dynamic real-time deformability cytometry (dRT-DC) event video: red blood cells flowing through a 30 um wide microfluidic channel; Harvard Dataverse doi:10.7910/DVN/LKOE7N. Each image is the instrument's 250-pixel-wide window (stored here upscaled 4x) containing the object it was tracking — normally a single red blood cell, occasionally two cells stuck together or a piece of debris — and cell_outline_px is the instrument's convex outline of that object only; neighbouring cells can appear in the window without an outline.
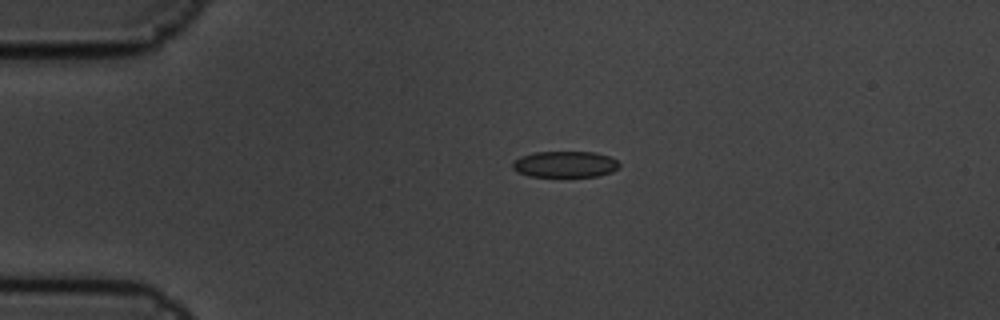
{"species": "common noctule bat (a hibernating species)", "species_latin": "Nyctalus noctula", "temperature_condition": "cold", "stored_images_in_passage": 9, "camera_frame_rate_fps": 3000, "um_per_image_px": 0.085, "animal": {"sex": "male", "body_mass_g": 19.5, "forearm_length_mm": 54.6}, "frame": {"image": 1, "passage_image": 4, "time_ms": 1.0, "image_size_px": [1000, 320], "cell_outline_px": [[620, 164], [612, 172], [596, 176], [528, 176], [516, 172], [512, 168], [512, 164], [520, 156], [536, 152], [596, 152], [608, 156], [616, 160]], "centroid_in_image_um": [48.0, 13.96], "position_along_channel_um": 37.0, "area_um2": 16.18}}
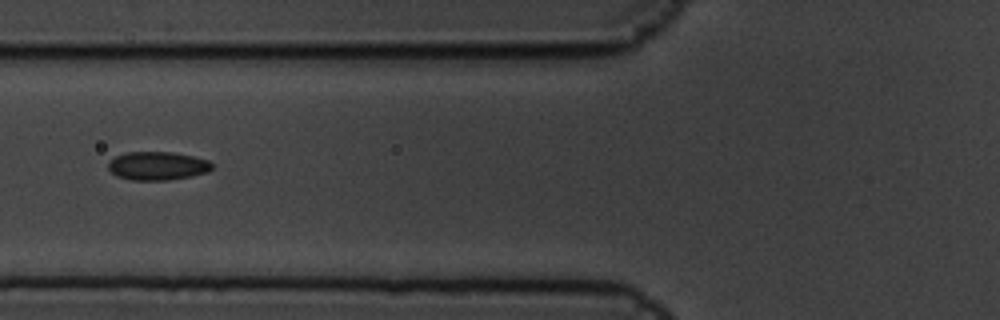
{"frame": {"image": 2, "passage_image": 7, "time_ms": 2.0, "image_size_px": [1000, 320], "cell_outline_px": [[212, 168], [208, 172], [192, 176], [168, 180], [132, 180], [116, 176], [108, 168], [108, 160], [124, 152], [172, 152], [192, 156], [208, 160], [212, 164]], "centroid_in_image_um": [13.36, 14.1], "position_along_channel_um": 112.4, "area_um2": 17.28}}
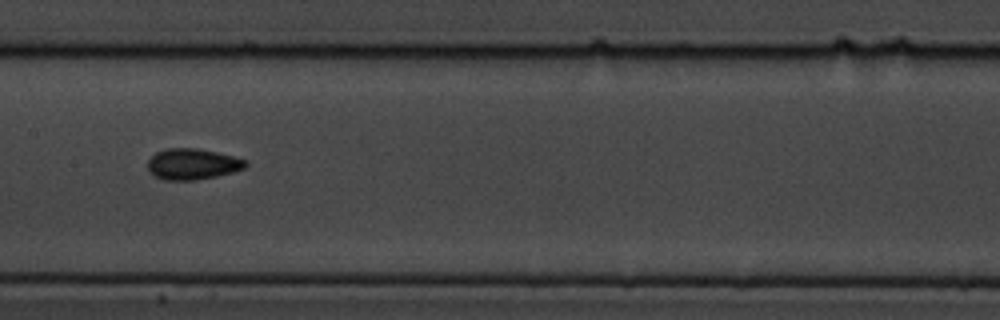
{"frame": {"image": 3, "passage_image": 9, "time_ms": 2.667, "image_size_px": [1000, 320], "cell_outline_px": [[248, 164], [244, 168], [232, 172], [216, 176], [192, 180], [164, 180], [148, 172], [148, 160], [156, 152], [164, 148], [196, 148], [216, 152], [232, 156], [244, 160]], "centroid_in_image_um": [16.31, 13.94], "position_along_channel_um": 191.1, "area_um2": 17.51}}